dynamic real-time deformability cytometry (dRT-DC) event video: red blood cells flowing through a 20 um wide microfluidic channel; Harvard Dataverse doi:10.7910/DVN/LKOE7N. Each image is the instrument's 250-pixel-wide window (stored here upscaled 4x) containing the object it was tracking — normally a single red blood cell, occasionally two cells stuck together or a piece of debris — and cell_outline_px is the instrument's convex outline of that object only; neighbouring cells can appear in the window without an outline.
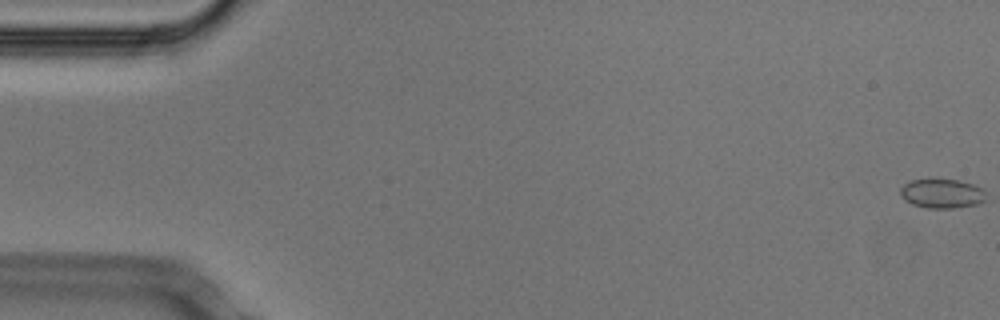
{"species": "Egyptian fruit bat (a non-hibernating species)", "species_latin": "Rousettus aegyptiacus", "temperature_condition": "cold", "stored_images_in_passage": 54, "camera_frame_rate_fps": 3000, "um_per_image_px": 0.085, "animal": {"sex": "male"}, "frame": {"image": 1, "passage_image": 1, "time_ms": 0.0, "image_size_px": [1000, 320], "cell_outline_px": [[984, 200], [976, 204], [952, 208], [928, 208], [912, 204], [904, 200], [900, 192], [900, 188], [904, 184], [912, 180], [956, 180], [972, 184], [980, 188], [984, 192]], "centroid_in_image_um": [80.02, 16.46], "position_along_channel_um": 5.0, "area_um2": 14.22}}
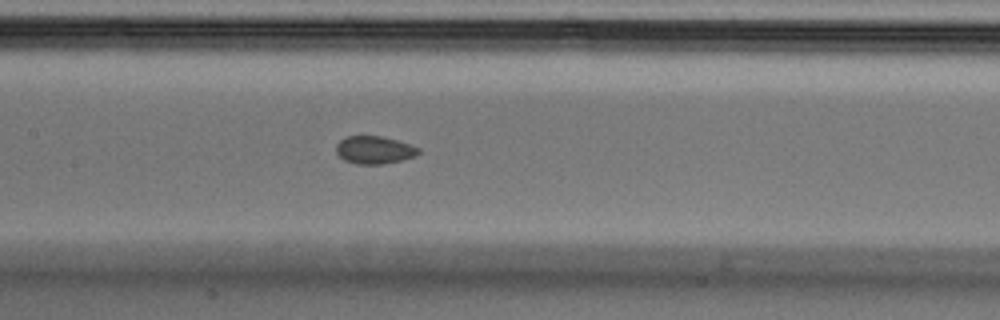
{"frame": {"image": 2, "passage_image": 26, "time_ms": 8.333, "image_size_px": [1000, 320], "cell_outline_px": [[420, 152], [416, 156], [384, 164], [356, 164], [344, 160], [336, 152], [336, 144], [340, 140], [348, 136], [384, 136], [420, 148]], "centroid_in_image_um": [31.81, 12.75], "position_along_channel_um": 175.6, "area_um2": 13.29}}
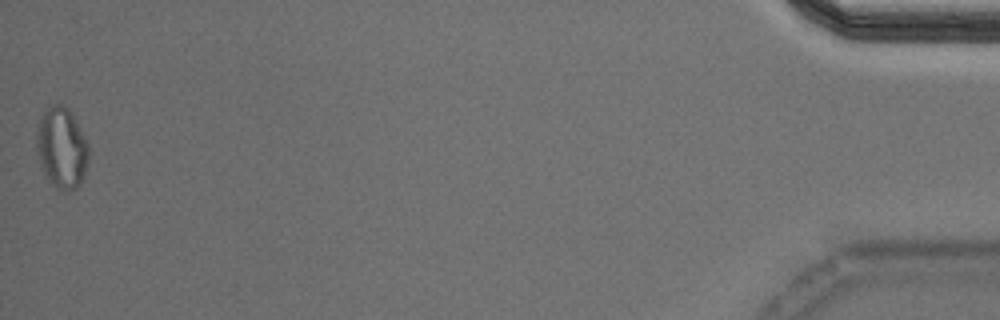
{"frame": {"image": 3, "passage_image": 54, "time_ms": 17.667, "image_size_px": [1000, 320], "cell_outline_px": [[88, 160], [84, 176], [80, 184], [76, 188], [56, 188], [44, 176], [36, 152], [36, 136], [40, 120], [44, 112], [52, 104], [60, 104], [68, 108], [72, 112], [88, 144]], "centroid_in_image_um": [5.23, 12.56], "position_along_channel_um": 430.0, "area_um2": 24.45}, "authors_computed_cell_mechanics": {"area_um2": 14.0454, "velocity_mm_per_s": 3.7568, "shape_relaxation_time_tau1_ms": null, "shape_relaxation_time_tau2_ms": 2.1455, "deformation_change_tau1": null, "deformation_change_tau2": 0.0483}}